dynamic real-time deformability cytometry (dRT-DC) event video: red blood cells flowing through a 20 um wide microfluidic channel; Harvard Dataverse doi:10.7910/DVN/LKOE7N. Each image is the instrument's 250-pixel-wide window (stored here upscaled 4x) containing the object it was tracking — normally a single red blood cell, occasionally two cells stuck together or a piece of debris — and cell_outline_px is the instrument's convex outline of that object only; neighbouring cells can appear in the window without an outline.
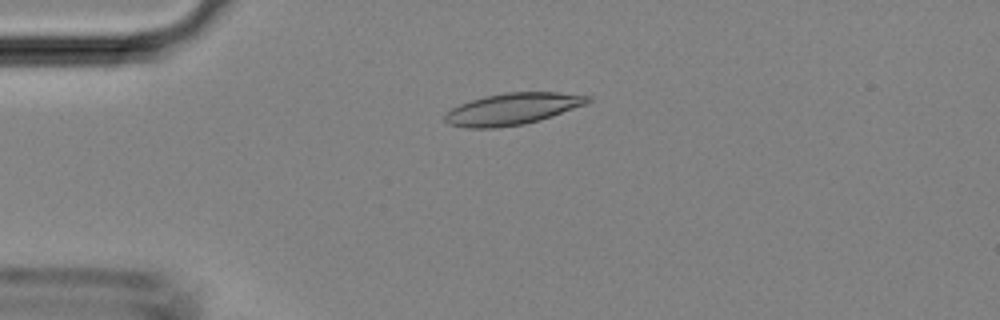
{"species": "Egyptian fruit bat (a non-hibernating species)", "species_latin": "Rousettus aegyptiacus", "temperature_condition": "room temperature", "stored_images_in_passage": 39, "camera_frame_rate_fps": 3000, "um_per_image_px": 0.085, "animal": {"sex": "female"}, "frame": {"image": 1, "passage_image": 5, "time_ms": 1.333, "image_size_px": [1000, 320], "cell_outline_px": [[592, 100], [588, 104], [540, 120], [524, 124], [496, 128], [464, 128], [448, 124], [444, 120], [444, 116], [452, 108], [460, 104], [484, 96], [504, 92], [556, 92], [592, 96]], "centroid_in_image_um": [43.58, 9.26], "position_along_channel_um": 41.4, "area_um2": 26.53}}
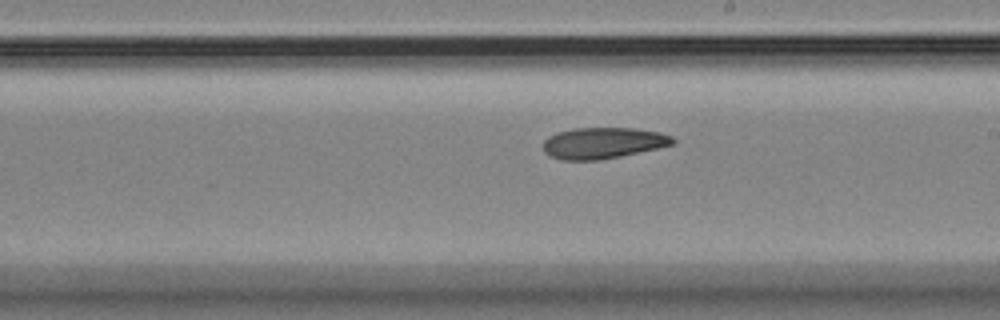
{"frame": {"image": 2, "passage_image": 20, "time_ms": 6.333, "image_size_px": [1000, 320], "cell_outline_px": [[676, 144], [620, 156], [600, 160], [560, 160], [548, 156], [544, 152], [544, 140], [548, 136], [556, 132], [576, 128], [632, 128], [660, 132], [672, 136], [676, 140]], "centroid_in_image_um": [51.25, 12.16], "position_along_channel_um": 237.8, "area_um2": 23.7}}
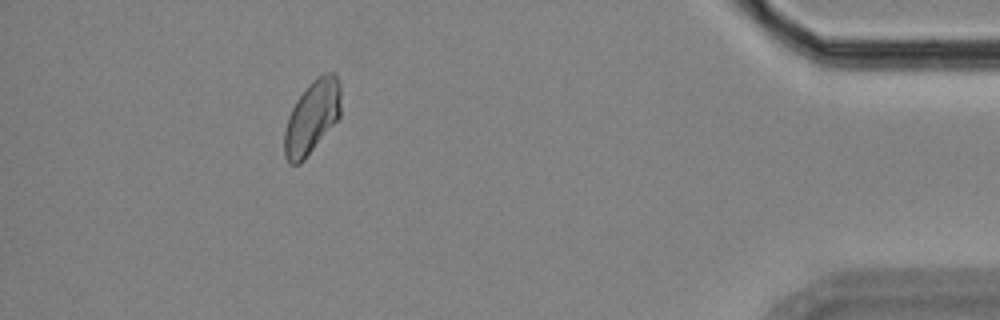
{"frame": {"image": 3, "passage_image": 35, "time_ms": 11.333, "image_size_px": [1000, 320], "cell_outline_px": [[340, 116], [304, 160], [300, 164], [288, 164], [284, 156], [284, 132], [288, 116], [296, 100], [308, 84], [316, 76], [324, 72], [332, 72], [336, 76], [340, 84]], "centroid_in_image_um": [26.5, 9.94], "position_along_channel_um": 408.7, "area_um2": 24.1}}